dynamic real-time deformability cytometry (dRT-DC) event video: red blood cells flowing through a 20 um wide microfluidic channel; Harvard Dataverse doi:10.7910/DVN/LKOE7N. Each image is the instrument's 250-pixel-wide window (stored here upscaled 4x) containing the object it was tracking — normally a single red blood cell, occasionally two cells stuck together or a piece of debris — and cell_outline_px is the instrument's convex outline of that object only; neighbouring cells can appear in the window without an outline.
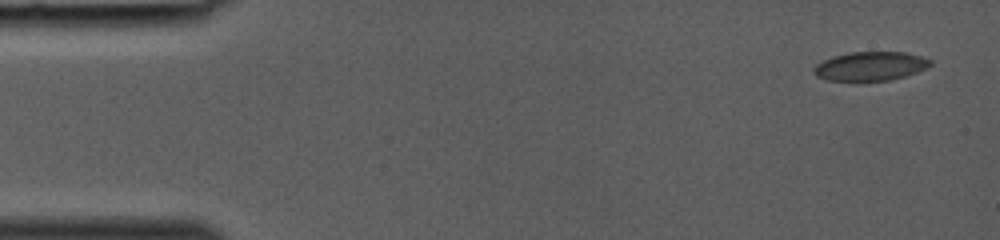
{"species": "common noctule bat (a hibernating species)", "species_latin": "Nyctalus noctula", "temperature_condition": "room temperature", "stored_images_in_passage": 37, "camera_frame_rate_fps": 3000, "um_per_image_px": 0.085, "animal": {"sex": "female", "body_mass_g": 19.0, "forearm_length_mm": 53.3}, "frame": {"image": 1, "passage_image": 1, "time_ms": 0.0, "image_size_px": [1000, 240], "cell_outline_px": [[932, 64], [928, 68], [904, 76], [888, 80], [828, 80], [816, 76], [812, 72], [812, 68], [816, 64], [832, 56], [848, 52], [904, 52], [920, 56], [932, 60]], "centroid_in_image_um": [73.97, 5.61], "position_along_channel_um": 11.0, "area_um2": 19.59}}
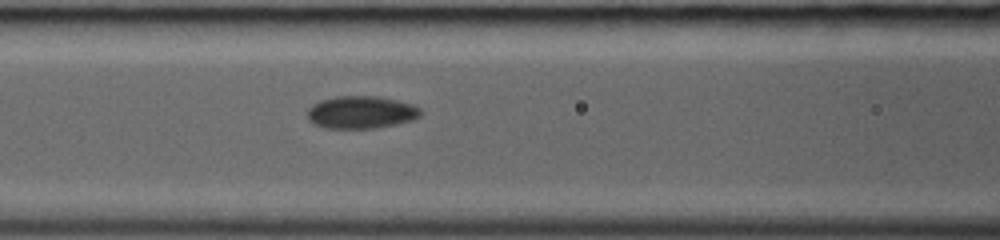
{"frame": {"image": 2, "passage_image": 16, "time_ms": 5.0, "image_size_px": [1000, 240], "cell_outline_px": [[420, 116], [412, 120], [396, 124], [376, 128], [324, 128], [308, 120], [308, 108], [312, 104], [320, 100], [336, 96], [376, 96], [396, 100], [412, 104], [420, 108]], "centroid_in_image_um": [30.67, 9.54], "position_along_channel_um": 135.9, "area_um2": 21.44}}
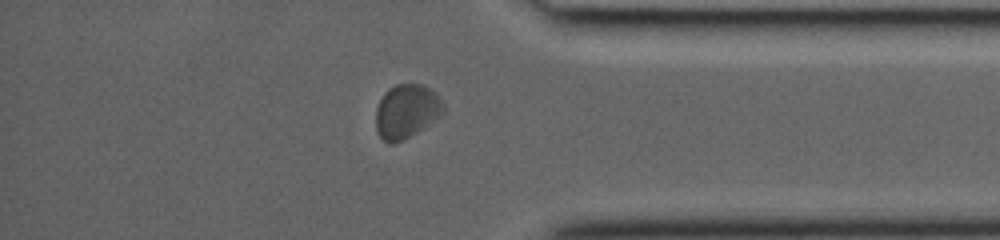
{"frame": {"image": 3, "passage_image": 32, "time_ms": 10.333, "image_size_px": [1000, 240], "cell_outline_px": [[444, 112], [440, 116], [404, 140], [392, 144], [388, 144], [380, 136], [376, 128], [376, 108], [384, 92], [388, 88], [396, 84], [424, 84], [444, 104]], "centroid_in_image_um": [34.52, 9.46], "position_along_channel_um": 400.7, "area_um2": 21.04}}